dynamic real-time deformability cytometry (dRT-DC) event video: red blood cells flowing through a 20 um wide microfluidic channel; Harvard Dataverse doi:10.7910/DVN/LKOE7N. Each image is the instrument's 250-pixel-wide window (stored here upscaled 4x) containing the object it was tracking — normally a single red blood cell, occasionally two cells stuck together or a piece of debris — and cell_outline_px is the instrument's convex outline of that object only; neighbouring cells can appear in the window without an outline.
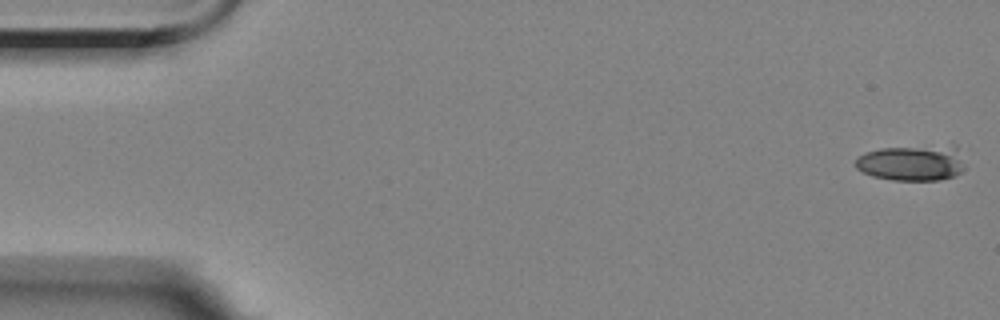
{"species": "Egyptian fruit bat (a non-hibernating species)", "species_latin": "Rousettus aegyptiacus", "temperature_condition": "room temperature", "stored_images_in_passage": 5, "camera_frame_rate_fps": 3000, "um_per_image_px": 0.085, "animal": {"sex": "female"}, "frame": {"image": 1, "passage_image": 1, "time_ms": 0.0, "image_size_px": [1000, 320], "cell_outline_px": [[968, 148], [964, 168], [960, 172], [952, 176], [940, 180], [892, 180], [872, 176], [856, 168], [852, 164], [856, 156], [864, 152], [880, 148], [952, 140]], "centroid_in_image_um": [77.71, 13.71], "position_along_channel_um": 7.3, "area_um2": 25.37}}